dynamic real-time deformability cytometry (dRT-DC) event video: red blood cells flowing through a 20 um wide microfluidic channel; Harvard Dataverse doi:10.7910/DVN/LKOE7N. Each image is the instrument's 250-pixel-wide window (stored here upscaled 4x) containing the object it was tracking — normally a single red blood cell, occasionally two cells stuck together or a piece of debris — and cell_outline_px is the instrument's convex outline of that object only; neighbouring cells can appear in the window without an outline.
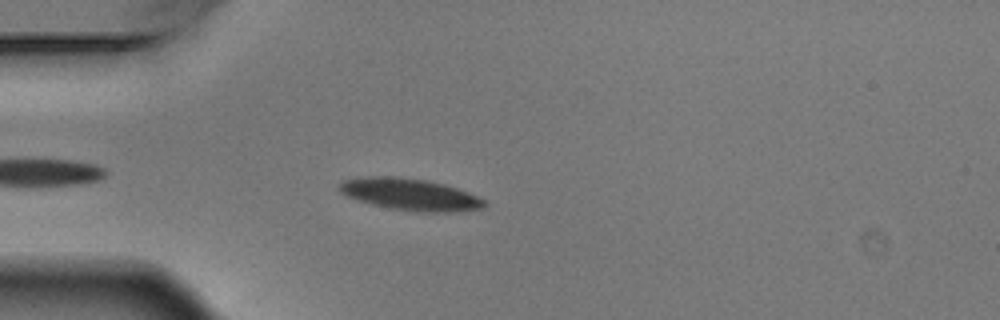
{"species": "Egyptian fruit bat (a non-hibernating species)", "species_latin": "Rousettus aegyptiacus", "temperature_condition": "warm", "stored_images_in_passage": 3, "camera_frame_rate_fps": 3000, "um_per_image_px": 0.085, "animal": {"sex": "male"}, "frame": {"image": 1, "passage_image": 3, "time_ms": 0.667, "image_size_px": [1000, 320], "cell_outline_px": [[488, 204], [484, 208], [460, 212], [416, 212], [388, 208], [372, 204], [344, 196], [340, 192], [340, 184], [344, 180], [368, 176], [392, 176], [424, 180], [444, 184], [468, 192], [484, 200]], "centroid_in_image_um": [34.88, 16.54], "position_along_channel_um": 50.1, "area_um2": 26.93}}